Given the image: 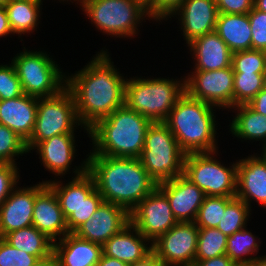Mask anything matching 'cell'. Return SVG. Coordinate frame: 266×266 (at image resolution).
Wrapping results in <instances>:
<instances>
[{
    "mask_svg": "<svg viewBox=\"0 0 266 266\" xmlns=\"http://www.w3.org/2000/svg\"><path fill=\"white\" fill-rule=\"evenodd\" d=\"M108 50H101L76 73L66 75L80 124L87 129L125 104V79L113 65Z\"/></svg>",
    "mask_w": 266,
    "mask_h": 266,
    "instance_id": "cell-1",
    "label": "cell"
},
{
    "mask_svg": "<svg viewBox=\"0 0 266 266\" xmlns=\"http://www.w3.org/2000/svg\"><path fill=\"white\" fill-rule=\"evenodd\" d=\"M86 157L87 171L93 176L104 202L116 204L128 213L157 187L139 158Z\"/></svg>",
    "mask_w": 266,
    "mask_h": 266,
    "instance_id": "cell-2",
    "label": "cell"
},
{
    "mask_svg": "<svg viewBox=\"0 0 266 266\" xmlns=\"http://www.w3.org/2000/svg\"><path fill=\"white\" fill-rule=\"evenodd\" d=\"M151 124L149 119L124 104L88 129L93 145L88 155L139 158Z\"/></svg>",
    "mask_w": 266,
    "mask_h": 266,
    "instance_id": "cell-3",
    "label": "cell"
},
{
    "mask_svg": "<svg viewBox=\"0 0 266 266\" xmlns=\"http://www.w3.org/2000/svg\"><path fill=\"white\" fill-rule=\"evenodd\" d=\"M215 110H214V109ZM215 106L190 97L186 92L171 109L165 124L185 154L218 150Z\"/></svg>",
    "mask_w": 266,
    "mask_h": 266,
    "instance_id": "cell-4",
    "label": "cell"
},
{
    "mask_svg": "<svg viewBox=\"0 0 266 266\" xmlns=\"http://www.w3.org/2000/svg\"><path fill=\"white\" fill-rule=\"evenodd\" d=\"M127 78L125 104L154 122H165L177 100L185 93V78Z\"/></svg>",
    "mask_w": 266,
    "mask_h": 266,
    "instance_id": "cell-5",
    "label": "cell"
},
{
    "mask_svg": "<svg viewBox=\"0 0 266 266\" xmlns=\"http://www.w3.org/2000/svg\"><path fill=\"white\" fill-rule=\"evenodd\" d=\"M79 5L98 31L112 37L134 38L140 23L151 19L145 0H82Z\"/></svg>",
    "mask_w": 266,
    "mask_h": 266,
    "instance_id": "cell-6",
    "label": "cell"
},
{
    "mask_svg": "<svg viewBox=\"0 0 266 266\" xmlns=\"http://www.w3.org/2000/svg\"><path fill=\"white\" fill-rule=\"evenodd\" d=\"M185 155L164 122L148 127L139 160L157 184L183 174Z\"/></svg>",
    "mask_w": 266,
    "mask_h": 266,
    "instance_id": "cell-7",
    "label": "cell"
},
{
    "mask_svg": "<svg viewBox=\"0 0 266 266\" xmlns=\"http://www.w3.org/2000/svg\"><path fill=\"white\" fill-rule=\"evenodd\" d=\"M16 55L11 62L24 94L37 98L51 97L65 88L66 75L47 52L30 51L24 47L23 52Z\"/></svg>",
    "mask_w": 266,
    "mask_h": 266,
    "instance_id": "cell-8",
    "label": "cell"
},
{
    "mask_svg": "<svg viewBox=\"0 0 266 266\" xmlns=\"http://www.w3.org/2000/svg\"><path fill=\"white\" fill-rule=\"evenodd\" d=\"M78 126L89 134V130L77 118L74 98L66 87L54 96L38 98L34 129L26 142L28 152L39 142L55 135L74 133Z\"/></svg>",
    "mask_w": 266,
    "mask_h": 266,
    "instance_id": "cell-9",
    "label": "cell"
},
{
    "mask_svg": "<svg viewBox=\"0 0 266 266\" xmlns=\"http://www.w3.org/2000/svg\"><path fill=\"white\" fill-rule=\"evenodd\" d=\"M217 153L218 151L186 154L183 175L206 196L236 197L237 161L226 167L215 158Z\"/></svg>",
    "mask_w": 266,
    "mask_h": 266,
    "instance_id": "cell-10",
    "label": "cell"
},
{
    "mask_svg": "<svg viewBox=\"0 0 266 266\" xmlns=\"http://www.w3.org/2000/svg\"><path fill=\"white\" fill-rule=\"evenodd\" d=\"M185 78V92L192 98L211 104L217 109L233 108L232 67L212 71H192Z\"/></svg>",
    "mask_w": 266,
    "mask_h": 266,
    "instance_id": "cell-11",
    "label": "cell"
},
{
    "mask_svg": "<svg viewBox=\"0 0 266 266\" xmlns=\"http://www.w3.org/2000/svg\"><path fill=\"white\" fill-rule=\"evenodd\" d=\"M198 233L194 222H177L152 243L153 252L165 266H193Z\"/></svg>",
    "mask_w": 266,
    "mask_h": 266,
    "instance_id": "cell-12",
    "label": "cell"
},
{
    "mask_svg": "<svg viewBox=\"0 0 266 266\" xmlns=\"http://www.w3.org/2000/svg\"><path fill=\"white\" fill-rule=\"evenodd\" d=\"M129 217L130 223L151 243L177 223L168 198L158 187L141 200Z\"/></svg>",
    "mask_w": 266,
    "mask_h": 266,
    "instance_id": "cell-13",
    "label": "cell"
},
{
    "mask_svg": "<svg viewBox=\"0 0 266 266\" xmlns=\"http://www.w3.org/2000/svg\"><path fill=\"white\" fill-rule=\"evenodd\" d=\"M46 185L42 181L30 187L14 188L0 206V237L32 225L35 197Z\"/></svg>",
    "mask_w": 266,
    "mask_h": 266,
    "instance_id": "cell-14",
    "label": "cell"
},
{
    "mask_svg": "<svg viewBox=\"0 0 266 266\" xmlns=\"http://www.w3.org/2000/svg\"><path fill=\"white\" fill-rule=\"evenodd\" d=\"M168 198L173 216L177 222H195L205 193L183 174L157 184Z\"/></svg>",
    "mask_w": 266,
    "mask_h": 266,
    "instance_id": "cell-15",
    "label": "cell"
},
{
    "mask_svg": "<svg viewBox=\"0 0 266 266\" xmlns=\"http://www.w3.org/2000/svg\"><path fill=\"white\" fill-rule=\"evenodd\" d=\"M129 223V213L124 208L103 202L92 218L81 224L73 233L79 238L103 245Z\"/></svg>",
    "mask_w": 266,
    "mask_h": 266,
    "instance_id": "cell-16",
    "label": "cell"
},
{
    "mask_svg": "<svg viewBox=\"0 0 266 266\" xmlns=\"http://www.w3.org/2000/svg\"><path fill=\"white\" fill-rule=\"evenodd\" d=\"M216 0H184L169 17H179L180 28L186 44L193 39L215 31L218 17Z\"/></svg>",
    "mask_w": 266,
    "mask_h": 266,
    "instance_id": "cell-17",
    "label": "cell"
},
{
    "mask_svg": "<svg viewBox=\"0 0 266 266\" xmlns=\"http://www.w3.org/2000/svg\"><path fill=\"white\" fill-rule=\"evenodd\" d=\"M236 197L250 209L252 201L266 208V158L262 154L237 160Z\"/></svg>",
    "mask_w": 266,
    "mask_h": 266,
    "instance_id": "cell-18",
    "label": "cell"
},
{
    "mask_svg": "<svg viewBox=\"0 0 266 266\" xmlns=\"http://www.w3.org/2000/svg\"><path fill=\"white\" fill-rule=\"evenodd\" d=\"M32 225L53 242L59 241L69 233L58 199L48 185L35 197Z\"/></svg>",
    "mask_w": 266,
    "mask_h": 266,
    "instance_id": "cell-19",
    "label": "cell"
},
{
    "mask_svg": "<svg viewBox=\"0 0 266 266\" xmlns=\"http://www.w3.org/2000/svg\"><path fill=\"white\" fill-rule=\"evenodd\" d=\"M187 46L194 59V71H212L231 66L233 52L215 31L193 39Z\"/></svg>",
    "mask_w": 266,
    "mask_h": 266,
    "instance_id": "cell-20",
    "label": "cell"
},
{
    "mask_svg": "<svg viewBox=\"0 0 266 266\" xmlns=\"http://www.w3.org/2000/svg\"><path fill=\"white\" fill-rule=\"evenodd\" d=\"M37 106L38 98L27 94L0 100V124L7 126L27 142L34 129Z\"/></svg>",
    "mask_w": 266,
    "mask_h": 266,
    "instance_id": "cell-21",
    "label": "cell"
},
{
    "mask_svg": "<svg viewBox=\"0 0 266 266\" xmlns=\"http://www.w3.org/2000/svg\"><path fill=\"white\" fill-rule=\"evenodd\" d=\"M75 168L73 169L75 176L66 184L56 179L45 181L54 191L65 218L96 188L93 176L87 171V158L82 161L81 166Z\"/></svg>",
    "mask_w": 266,
    "mask_h": 266,
    "instance_id": "cell-22",
    "label": "cell"
},
{
    "mask_svg": "<svg viewBox=\"0 0 266 266\" xmlns=\"http://www.w3.org/2000/svg\"><path fill=\"white\" fill-rule=\"evenodd\" d=\"M75 133L55 135L39 142L33 149L39 153L43 167L50 173L62 177L70 171L75 158Z\"/></svg>",
    "mask_w": 266,
    "mask_h": 266,
    "instance_id": "cell-23",
    "label": "cell"
},
{
    "mask_svg": "<svg viewBox=\"0 0 266 266\" xmlns=\"http://www.w3.org/2000/svg\"><path fill=\"white\" fill-rule=\"evenodd\" d=\"M102 251L106 256L132 264L148 256L153 248L152 243L129 223L102 245Z\"/></svg>",
    "mask_w": 266,
    "mask_h": 266,
    "instance_id": "cell-24",
    "label": "cell"
},
{
    "mask_svg": "<svg viewBox=\"0 0 266 266\" xmlns=\"http://www.w3.org/2000/svg\"><path fill=\"white\" fill-rule=\"evenodd\" d=\"M102 253V245L79 238L74 233L53 243L58 266H94Z\"/></svg>",
    "mask_w": 266,
    "mask_h": 266,
    "instance_id": "cell-25",
    "label": "cell"
},
{
    "mask_svg": "<svg viewBox=\"0 0 266 266\" xmlns=\"http://www.w3.org/2000/svg\"><path fill=\"white\" fill-rule=\"evenodd\" d=\"M215 32L232 52L252 49L251 25L248 14L219 13Z\"/></svg>",
    "mask_w": 266,
    "mask_h": 266,
    "instance_id": "cell-26",
    "label": "cell"
},
{
    "mask_svg": "<svg viewBox=\"0 0 266 266\" xmlns=\"http://www.w3.org/2000/svg\"><path fill=\"white\" fill-rule=\"evenodd\" d=\"M237 110L232 122L230 133L239 139L261 141L262 151L266 148V116L253 110L248 104L237 105L231 111ZM237 113V114H236Z\"/></svg>",
    "mask_w": 266,
    "mask_h": 266,
    "instance_id": "cell-27",
    "label": "cell"
},
{
    "mask_svg": "<svg viewBox=\"0 0 266 266\" xmlns=\"http://www.w3.org/2000/svg\"><path fill=\"white\" fill-rule=\"evenodd\" d=\"M43 1L10 0L4 5L10 29L14 34H30L37 29ZM36 27V28H35Z\"/></svg>",
    "mask_w": 266,
    "mask_h": 266,
    "instance_id": "cell-28",
    "label": "cell"
},
{
    "mask_svg": "<svg viewBox=\"0 0 266 266\" xmlns=\"http://www.w3.org/2000/svg\"><path fill=\"white\" fill-rule=\"evenodd\" d=\"M6 242L39 260L53 254V241L33 225L15 230L2 237Z\"/></svg>",
    "mask_w": 266,
    "mask_h": 266,
    "instance_id": "cell-29",
    "label": "cell"
},
{
    "mask_svg": "<svg viewBox=\"0 0 266 266\" xmlns=\"http://www.w3.org/2000/svg\"><path fill=\"white\" fill-rule=\"evenodd\" d=\"M259 239L258 236L256 237L253 235L251 231L245 227L227 237L225 254L236 265H249L257 258V256L255 257L254 255L258 254L260 250L259 247L261 242Z\"/></svg>",
    "mask_w": 266,
    "mask_h": 266,
    "instance_id": "cell-30",
    "label": "cell"
},
{
    "mask_svg": "<svg viewBox=\"0 0 266 266\" xmlns=\"http://www.w3.org/2000/svg\"><path fill=\"white\" fill-rule=\"evenodd\" d=\"M251 210L244 201L232 197L222 210V218L216 228L226 236L233 235L247 226Z\"/></svg>",
    "mask_w": 266,
    "mask_h": 266,
    "instance_id": "cell-31",
    "label": "cell"
},
{
    "mask_svg": "<svg viewBox=\"0 0 266 266\" xmlns=\"http://www.w3.org/2000/svg\"><path fill=\"white\" fill-rule=\"evenodd\" d=\"M227 237L217 228H199L195 261L224 255Z\"/></svg>",
    "mask_w": 266,
    "mask_h": 266,
    "instance_id": "cell-32",
    "label": "cell"
},
{
    "mask_svg": "<svg viewBox=\"0 0 266 266\" xmlns=\"http://www.w3.org/2000/svg\"><path fill=\"white\" fill-rule=\"evenodd\" d=\"M263 88V73H234L233 107L248 104Z\"/></svg>",
    "mask_w": 266,
    "mask_h": 266,
    "instance_id": "cell-33",
    "label": "cell"
},
{
    "mask_svg": "<svg viewBox=\"0 0 266 266\" xmlns=\"http://www.w3.org/2000/svg\"><path fill=\"white\" fill-rule=\"evenodd\" d=\"M27 153L26 141L7 126L0 124V164L17 165L15 157Z\"/></svg>",
    "mask_w": 266,
    "mask_h": 266,
    "instance_id": "cell-34",
    "label": "cell"
},
{
    "mask_svg": "<svg viewBox=\"0 0 266 266\" xmlns=\"http://www.w3.org/2000/svg\"><path fill=\"white\" fill-rule=\"evenodd\" d=\"M232 197L205 196L195 220L199 228H216L222 218L227 202Z\"/></svg>",
    "mask_w": 266,
    "mask_h": 266,
    "instance_id": "cell-35",
    "label": "cell"
},
{
    "mask_svg": "<svg viewBox=\"0 0 266 266\" xmlns=\"http://www.w3.org/2000/svg\"><path fill=\"white\" fill-rule=\"evenodd\" d=\"M231 67L234 73H264L266 52L255 49L233 52Z\"/></svg>",
    "mask_w": 266,
    "mask_h": 266,
    "instance_id": "cell-36",
    "label": "cell"
},
{
    "mask_svg": "<svg viewBox=\"0 0 266 266\" xmlns=\"http://www.w3.org/2000/svg\"><path fill=\"white\" fill-rule=\"evenodd\" d=\"M103 202L102 195L95 188L82 200L78 208L66 218L69 233H73L81 224L92 218L94 212Z\"/></svg>",
    "mask_w": 266,
    "mask_h": 266,
    "instance_id": "cell-37",
    "label": "cell"
},
{
    "mask_svg": "<svg viewBox=\"0 0 266 266\" xmlns=\"http://www.w3.org/2000/svg\"><path fill=\"white\" fill-rule=\"evenodd\" d=\"M23 93L14 64L0 65V100L17 98Z\"/></svg>",
    "mask_w": 266,
    "mask_h": 266,
    "instance_id": "cell-38",
    "label": "cell"
},
{
    "mask_svg": "<svg viewBox=\"0 0 266 266\" xmlns=\"http://www.w3.org/2000/svg\"><path fill=\"white\" fill-rule=\"evenodd\" d=\"M39 259L16 249L0 237V266H33Z\"/></svg>",
    "mask_w": 266,
    "mask_h": 266,
    "instance_id": "cell-39",
    "label": "cell"
},
{
    "mask_svg": "<svg viewBox=\"0 0 266 266\" xmlns=\"http://www.w3.org/2000/svg\"><path fill=\"white\" fill-rule=\"evenodd\" d=\"M248 16L251 25L252 49L266 52V13L253 7Z\"/></svg>",
    "mask_w": 266,
    "mask_h": 266,
    "instance_id": "cell-40",
    "label": "cell"
},
{
    "mask_svg": "<svg viewBox=\"0 0 266 266\" xmlns=\"http://www.w3.org/2000/svg\"><path fill=\"white\" fill-rule=\"evenodd\" d=\"M18 170L15 164H0V206L18 185Z\"/></svg>",
    "mask_w": 266,
    "mask_h": 266,
    "instance_id": "cell-41",
    "label": "cell"
},
{
    "mask_svg": "<svg viewBox=\"0 0 266 266\" xmlns=\"http://www.w3.org/2000/svg\"><path fill=\"white\" fill-rule=\"evenodd\" d=\"M184 0H148V14L155 21L169 19V17L182 5Z\"/></svg>",
    "mask_w": 266,
    "mask_h": 266,
    "instance_id": "cell-42",
    "label": "cell"
},
{
    "mask_svg": "<svg viewBox=\"0 0 266 266\" xmlns=\"http://www.w3.org/2000/svg\"><path fill=\"white\" fill-rule=\"evenodd\" d=\"M218 13L248 14L254 7V0H216Z\"/></svg>",
    "mask_w": 266,
    "mask_h": 266,
    "instance_id": "cell-43",
    "label": "cell"
},
{
    "mask_svg": "<svg viewBox=\"0 0 266 266\" xmlns=\"http://www.w3.org/2000/svg\"><path fill=\"white\" fill-rule=\"evenodd\" d=\"M193 266H236V264L224 254L207 260L195 261Z\"/></svg>",
    "mask_w": 266,
    "mask_h": 266,
    "instance_id": "cell-44",
    "label": "cell"
},
{
    "mask_svg": "<svg viewBox=\"0 0 266 266\" xmlns=\"http://www.w3.org/2000/svg\"><path fill=\"white\" fill-rule=\"evenodd\" d=\"M248 105L256 112L266 116V88H263Z\"/></svg>",
    "mask_w": 266,
    "mask_h": 266,
    "instance_id": "cell-45",
    "label": "cell"
},
{
    "mask_svg": "<svg viewBox=\"0 0 266 266\" xmlns=\"http://www.w3.org/2000/svg\"><path fill=\"white\" fill-rule=\"evenodd\" d=\"M9 34L11 35L13 33L9 26L6 10L4 6H0V37L2 38L8 36Z\"/></svg>",
    "mask_w": 266,
    "mask_h": 266,
    "instance_id": "cell-46",
    "label": "cell"
},
{
    "mask_svg": "<svg viewBox=\"0 0 266 266\" xmlns=\"http://www.w3.org/2000/svg\"><path fill=\"white\" fill-rule=\"evenodd\" d=\"M129 266H165L155 255V253L152 251L148 256H146L144 259L129 264Z\"/></svg>",
    "mask_w": 266,
    "mask_h": 266,
    "instance_id": "cell-47",
    "label": "cell"
},
{
    "mask_svg": "<svg viewBox=\"0 0 266 266\" xmlns=\"http://www.w3.org/2000/svg\"><path fill=\"white\" fill-rule=\"evenodd\" d=\"M97 266H129L128 263L120 261L116 258L106 256L102 253Z\"/></svg>",
    "mask_w": 266,
    "mask_h": 266,
    "instance_id": "cell-48",
    "label": "cell"
},
{
    "mask_svg": "<svg viewBox=\"0 0 266 266\" xmlns=\"http://www.w3.org/2000/svg\"><path fill=\"white\" fill-rule=\"evenodd\" d=\"M33 266H58L57 259L54 254L38 260Z\"/></svg>",
    "mask_w": 266,
    "mask_h": 266,
    "instance_id": "cell-49",
    "label": "cell"
},
{
    "mask_svg": "<svg viewBox=\"0 0 266 266\" xmlns=\"http://www.w3.org/2000/svg\"><path fill=\"white\" fill-rule=\"evenodd\" d=\"M254 8L266 13V0H254Z\"/></svg>",
    "mask_w": 266,
    "mask_h": 266,
    "instance_id": "cell-50",
    "label": "cell"
},
{
    "mask_svg": "<svg viewBox=\"0 0 266 266\" xmlns=\"http://www.w3.org/2000/svg\"><path fill=\"white\" fill-rule=\"evenodd\" d=\"M249 266H266V255L262 257L258 255L257 258L249 264Z\"/></svg>",
    "mask_w": 266,
    "mask_h": 266,
    "instance_id": "cell-51",
    "label": "cell"
},
{
    "mask_svg": "<svg viewBox=\"0 0 266 266\" xmlns=\"http://www.w3.org/2000/svg\"><path fill=\"white\" fill-rule=\"evenodd\" d=\"M10 0H0V6H4L7 4Z\"/></svg>",
    "mask_w": 266,
    "mask_h": 266,
    "instance_id": "cell-52",
    "label": "cell"
},
{
    "mask_svg": "<svg viewBox=\"0 0 266 266\" xmlns=\"http://www.w3.org/2000/svg\"><path fill=\"white\" fill-rule=\"evenodd\" d=\"M264 88H266V70L263 73Z\"/></svg>",
    "mask_w": 266,
    "mask_h": 266,
    "instance_id": "cell-53",
    "label": "cell"
},
{
    "mask_svg": "<svg viewBox=\"0 0 266 266\" xmlns=\"http://www.w3.org/2000/svg\"><path fill=\"white\" fill-rule=\"evenodd\" d=\"M59 1H60V2H61V1H63V2H64V1H65V2H68L69 0H59ZM73 1H77L76 3L79 4L82 0H73ZM73 1L70 0V2H72V3H73Z\"/></svg>",
    "mask_w": 266,
    "mask_h": 266,
    "instance_id": "cell-54",
    "label": "cell"
},
{
    "mask_svg": "<svg viewBox=\"0 0 266 266\" xmlns=\"http://www.w3.org/2000/svg\"><path fill=\"white\" fill-rule=\"evenodd\" d=\"M261 154L266 158V148L263 151H261Z\"/></svg>",
    "mask_w": 266,
    "mask_h": 266,
    "instance_id": "cell-55",
    "label": "cell"
}]
</instances>
